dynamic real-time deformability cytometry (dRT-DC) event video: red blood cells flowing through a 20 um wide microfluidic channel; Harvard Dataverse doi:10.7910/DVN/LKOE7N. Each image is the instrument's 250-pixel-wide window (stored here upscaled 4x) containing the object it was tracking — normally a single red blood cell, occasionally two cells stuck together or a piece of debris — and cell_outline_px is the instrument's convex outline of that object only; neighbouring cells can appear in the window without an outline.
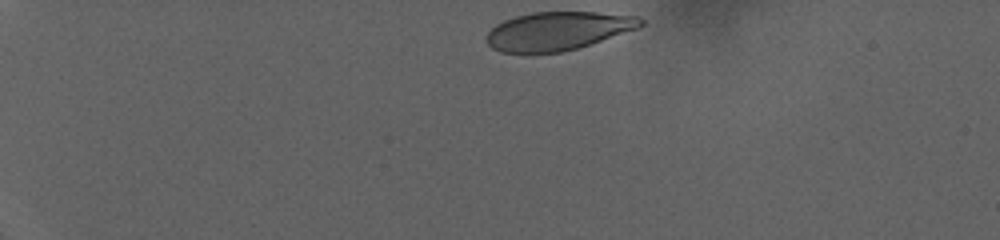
{"species": "human", "species_latin": "Homo sapiens", "temperature_condition": "warm", "stored_images_in_passage": 52, "camera_frame_rate_fps": 3000, "um_per_image_px": 0.085, "donor": {"sex": "female"}, "frame": {"image": 1, "passage_image": 1, "time_ms": 0.0, "image_size_px": [1000, 240], "cell_outline_px": [[644, 24], [636, 28], [576, 48], [560, 52], [500, 52], [492, 48], [488, 44], [484, 36], [496, 24], [504, 20], [516, 16], [532, 12], [596, 12], [636, 16], [644, 20]], "centroid_in_image_um": [47.35, 2.62], "position_along_channel_um": 37.6, "area_um2": 33.99}}
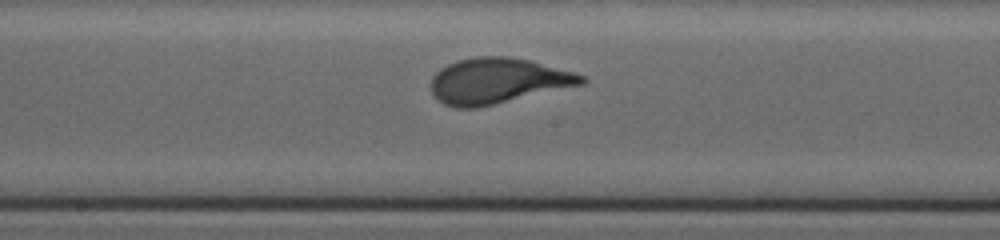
{"frame": {"image": 2, "passage_image": 30, "time_ms": 9.667, "image_size_px": [1000, 240], "cell_outline_px": [[588, 80], [584, 84], [476, 108], [456, 108], [444, 104], [436, 100], [432, 96], [432, 76], [440, 68], [456, 60], [476, 56], [508, 56], [528, 60], [572, 72], [584, 76]], "centroid_in_image_um": [42.25, 6.87], "position_along_channel_um": 205.9, "area_um2": 39.88}}
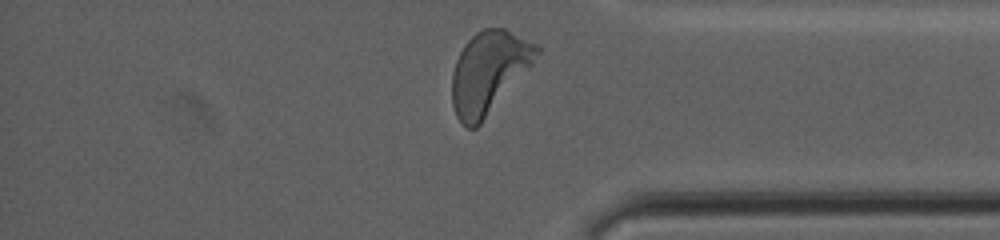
{"frame": {"image": 3, "passage_image": 51, "time_ms": 16.667, "image_size_px": [1000, 240], "cell_outline_px": [[540, 52], [532, 64], [480, 124], [476, 128], [468, 128], [456, 116], [452, 104], [452, 72], [456, 60], [464, 44], [476, 32], [484, 28], [504, 28], [536, 44], [540, 48]], "centroid_in_image_um": [41.52, 6.12], "position_along_channel_um": 393.7, "area_um2": 39.82}, "authors_computed_cell_mechanics": {"area_um2": 38.726, "velocity_mm_per_s": 2.7511, "shape_relaxation_time_tau1_ms": 3.6854, "shape_relaxation_time_tau2_ms": null, "deformation_change_tau1": 0.1844, "deformation_change_tau2": null}}